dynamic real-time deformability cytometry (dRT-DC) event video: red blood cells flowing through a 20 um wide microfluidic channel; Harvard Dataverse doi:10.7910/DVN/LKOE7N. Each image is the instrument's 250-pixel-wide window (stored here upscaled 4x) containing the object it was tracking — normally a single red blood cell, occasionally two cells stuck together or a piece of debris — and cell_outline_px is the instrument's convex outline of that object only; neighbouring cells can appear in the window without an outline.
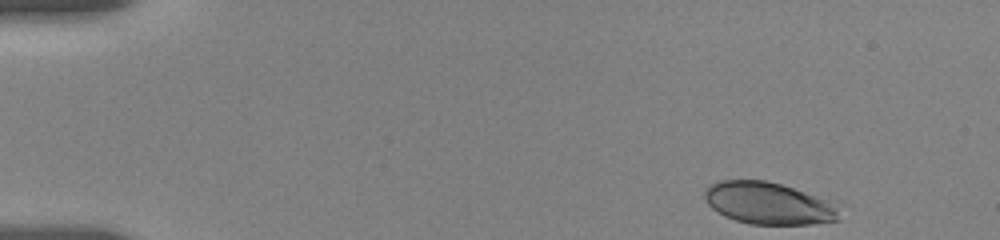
{"species": "human", "species_latin": "Homo sapiens", "temperature_condition": "room temperature", "stored_images_in_passage": 41, "camera_frame_rate_fps": 3000, "um_per_image_px": 0.085, "donor": {"sex": "female"}, "frame": {"image": 1, "passage_image": 1, "time_ms": 0.0, "image_size_px": [1000, 240], "cell_outline_px": [[840, 220], [812, 224], [748, 224], [724, 216], [712, 208], [708, 204], [704, 196], [704, 192], [716, 180], [764, 180], [780, 184], [828, 200], [836, 212]], "centroid_in_image_um": [65.25, 17.28], "position_along_channel_um": 19.8, "area_um2": 32.43}}
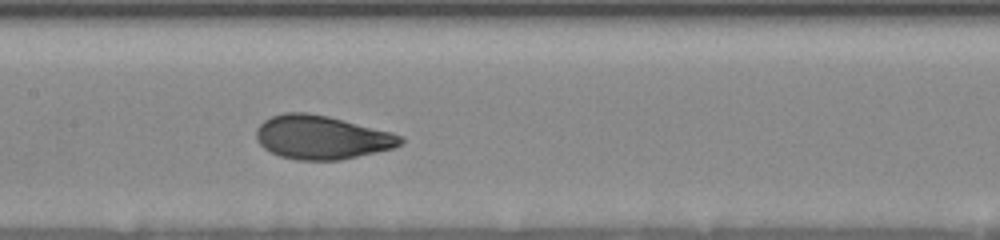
{"frame": {"image": 2, "passage_image": 20, "time_ms": 7.333, "image_size_px": [1000, 240], "cell_outline_px": [[404, 140], [400, 144], [392, 148], [340, 160], [296, 160], [280, 156], [264, 148], [256, 140], [256, 128], [264, 120], [272, 116], [284, 112], [308, 112], [328, 116], [392, 132], [400, 136]], "centroid_in_image_um": [27.3, 11.66], "position_along_channel_um": 180.1, "area_um2": 36.59}}
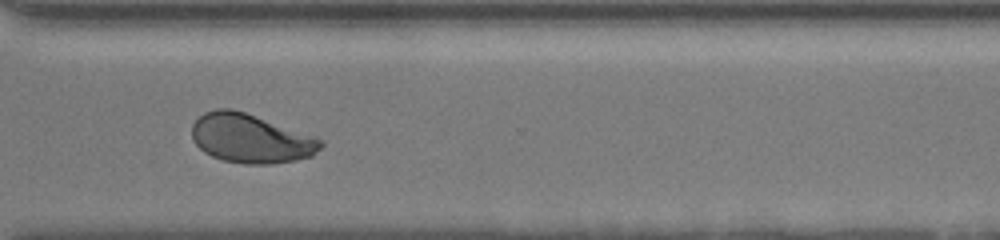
{"frame": {"image": 3, "passage_image": 40, "time_ms": 12.0, "image_size_px": [1000, 240], "cell_outline_px": [[324, 144], [312, 156], [296, 160], [272, 164], [244, 164], [224, 160], [212, 156], [204, 152], [192, 140], [192, 124], [204, 112], [216, 108], [232, 108], [316, 136], [324, 140]], "centroid_in_image_um": [21.32, 11.77], "position_along_channel_um": 349.3, "area_um2": 36.93}}